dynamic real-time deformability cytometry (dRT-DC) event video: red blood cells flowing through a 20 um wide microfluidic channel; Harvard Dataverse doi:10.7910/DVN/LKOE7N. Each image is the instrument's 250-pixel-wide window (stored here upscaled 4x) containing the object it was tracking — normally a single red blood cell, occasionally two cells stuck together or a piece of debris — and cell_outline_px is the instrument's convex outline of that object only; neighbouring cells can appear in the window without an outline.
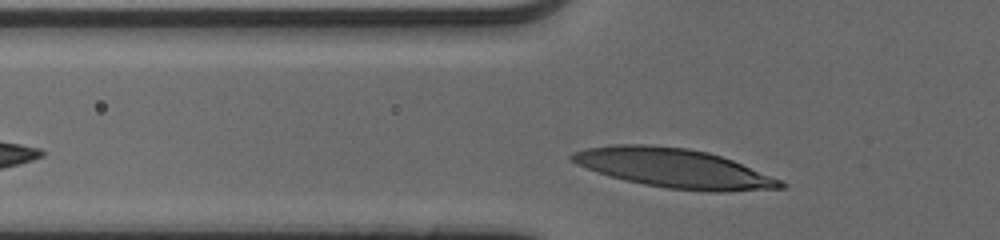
{"species": "human", "species_latin": "Homo sapiens", "temperature_condition": "cold", "stored_images_in_passage": 29, "camera_frame_rate_fps": 3000, "um_per_image_px": 0.085, "donor": {"sex": "male"}, "frame": {"image": 1, "passage_image": 3, "time_ms": 0.667, "image_size_px": [1000, 240], "cell_outline_px": [[788, 184], [784, 188], [720, 192], [708, 192], [668, 188], [644, 184], [624, 180], [596, 172], [576, 164], [568, 156], [572, 152], [588, 148], [612, 144], [644, 144], [688, 148], [708, 152], [732, 160], [780, 180]], "centroid_in_image_um": [57.25, 14.29], "position_along_channel_um": 68.5, "area_um2": 47.45}}
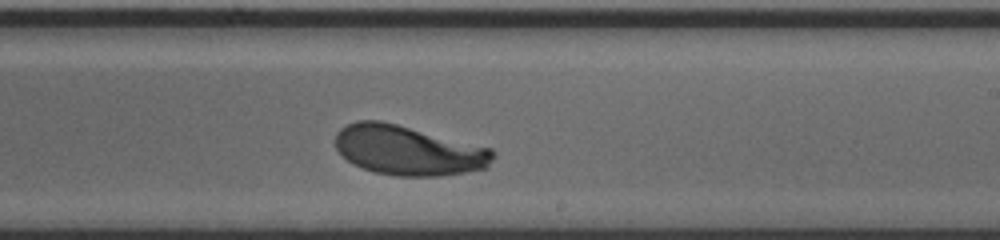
{"frame": {"image": 2, "passage_image": 18, "time_ms": 5.667, "image_size_px": [1000, 240], "cell_outline_px": [[496, 156], [488, 168], [468, 172], [440, 176], [396, 176], [372, 172], [352, 164], [336, 148], [336, 132], [340, 128], [356, 120], [380, 120], [492, 148], [496, 152]], "centroid_in_image_um": [34.73, 12.79], "position_along_channel_um": 254.3, "area_um2": 45.89}}
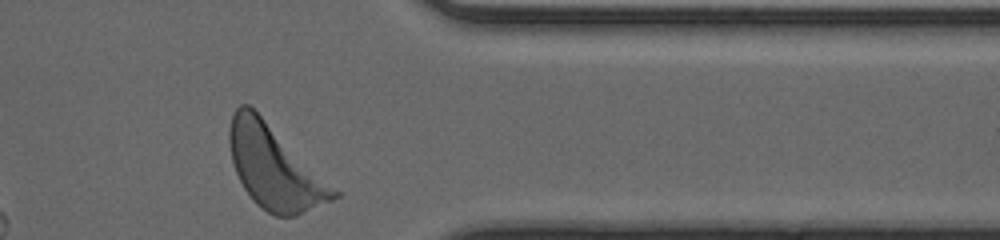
{"frame": {"image": 3, "passage_image": 29, "time_ms": 9.333, "image_size_px": [1000, 240], "cell_outline_px": [[340, 196], [332, 200], [296, 216], [276, 216], [268, 212], [256, 204], [252, 200], [244, 188], [236, 172], [232, 160], [228, 140], [228, 132], [232, 116], [236, 108], [240, 104], [248, 104], [340, 192]], "centroid_in_image_um": [23.31, 14.26], "position_along_channel_um": 388.1, "area_um2": 49.48}, "authors_computed_cell_mechanics": {"area_um2": 45.8932, "velocity_mm_per_s": 3.8264, "shape_relaxation_time_tau1_ms": 2.5091, "shape_relaxation_time_tau2_ms": null, "deformation_change_tau1": 0.1601, "deformation_change_tau2": null}}